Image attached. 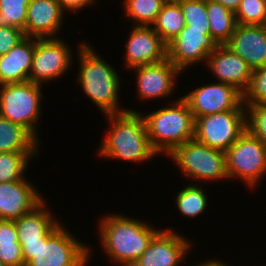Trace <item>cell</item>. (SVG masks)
I'll return each mask as SVG.
<instances>
[{
  "instance_id": "cell-10",
  "label": "cell",
  "mask_w": 266,
  "mask_h": 266,
  "mask_svg": "<svg viewBox=\"0 0 266 266\" xmlns=\"http://www.w3.org/2000/svg\"><path fill=\"white\" fill-rule=\"evenodd\" d=\"M218 47L219 44L211 35L210 29L185 26L167 45V59L183 71L192 63L207 59Z\"/></svg>"
},
{
  "instance_id": "cell-31",
  "label": "cell",
  "mask_w": 266,
  "mask_h": 266,
  "mask_svg": "<svg viewBox=\"0 0 266 266\" xmlns=\"http://www.w3.org/2000/svg\"><path fill=\"white\" fill-rule=\"evenodd\" d=\"M181 7L185 26L197 29H210L206 0H176Z\"/></svg>"
},
{
  "instance_id": "cell-5",
  "label": "cell",
  "mask_w": 266,
  "mask_h": 266,
  "mask_svg": "<svg viewBox=\"0 0 266 266\" xmlns=\"http://www.w3.org/2000/svg\"><path fill=\"white\" fill-rule=\"evenodd\" d=\"M25 266H84L88 249L57 225L41 243L21 244Z\"/></svg>"
},
{
  "instance_id": "cell-12",
  "label": "cell",
  "mask_w": 266,
  "mask_h": 266,
  "mask_svg": "<svg viewBox=\"0 0 266 266\" xmlns=\"http://www.w3.org/2000/svg\"><path fill=\"white\" fill-rule=\"evenodd\" d=\"M36 40L29 81L41 85L42 81H50L63 74L72 57L69 48L57 38Z\"/></svg>"
},
{
  "instance_id": "cell-33",
  "label": "cell",
  "mask_w": 266,
  "mask_h": 266,
  "mask_svg": "<svg viewBox=\"0 0 266 266\" xmlns=\"http://www.w3.org/2000/svg\"><path fill=\"white\" fill-rule=\"evenodd\" d=\"M247 108L250 120L246 119V130L266 147V104H251Z\"/></svg>"
},
{
  "instance_id": "cell-2",
  "label": "cell",
  "mask_w": 266,
  "mask_h": 266,
  "mask_svg": "<svg viewBox=\"0 0 266 266\" xmlns=\"http://www.w3.org/2000/svg\"><path fill=\"white\" fill-rule=\"evenodd\" d=\"M107 116L112 125L102 143L100 155L128 161H144L156 155L149 142L141 114L127 110Z\"/></svg>"
},
{
  "instance_id": "cell-30",
  "label": "cell",
  "mask_w": 266,
  "mask_h": 266,
  "mask_svg": "<svg viewBox=\"0 0 266 266\" xmlns=\"http://www.w3.org/2000/svg\"><path fill=\"white\" fill-rule=\"evenodd\" d=\"M242 104H266V66L252 70L251 78L242 92Z\"/></svg>"
},
{
  "instance_id": "cell-29",
  "label": "cell",
  "mask_w": 266,
  "mask_h": 266,
  "mask_svg": "<svg viewBox=\"0 0 266 266\" xmlns=\"http://www.w3.org/2000/svg\"><path fill=\"white\" fill-rule=\"evenodd\" d=\"M30 0H0V27H15L24 31Z\"/></svg>"
},
{
  "instance_id": "cell-13",
  "label": "cell",
  "mask_w": 266,
  "mask_h": 266,
  "mask_svg": "<svg viewBox=\"0 0 266 266\" xmlns=\"http://www.w3.org/2000/svg\"><path fill=\"white\" fill-rule=\"evenodd\" d=\"M126 47V64L132 69L167 59V44L151 26L133 28Z\"/></svg>"
},
{
  "instance_id": "cell-36",
  "label": "cell",
  "mask_w": 266,
  "mask_h": 266,
  "mask_svg": "<svg viewBox=\"0 0 266 266\" xmlns=\"http://www.w3.org/2000/svg\"><path fill=\"white\" fill-rule=\"evenodd\" d=\"M212 1L222 4L224 7L230 9L233 12H236L241 2V0H212Z\"/></svg>"
},
{
  "instance_id": "cell-27",
  "label": "cell",
  "mask_w": 266,
  "mask_h": 266,
  "mask_svg": "<svg viewBox=\"0 0 266 266\" xmlns=\"http://www.w3.org/2000/svg\"><path fill=\"white\" fill-rule=\"evenodd\" d=\"M125 13L139 22V26L154 24L167 0H126Z\"/></svg>"
},
{
  "instance_id": "cell-4",
  "label": "cell",
  "mask_w": 266,
  "mask_h": 266,
  "mask_svg": "<svg viewBox=\"0 0 266 266\" xmlns=\"http://www.w3.org/2000/svg\"><path fill=\"white\" fill-rule=\"evenodd\" d=\"M80 49L79 80L85 93L106 115L125 112L117 108L120 82L116 71L86 44Z\"/></svg>"
},
{
  "instance_id": "cell-35",
  "label": "cell",
  "mask_w": 266,
  "mask_h": 266,
  "mask_svg": "<svg viewBox=\"0 0 266 266\" xmlns=\"http://www.w3.org/2000/svg\"><path fill=\"white\" fill-rule=\"evenodd\" d=\"M57 1L62 10L66 8L70 9L71 11H74L75 9L77 10L81 7H84L94 2V0H57Z\"/></svg>"
},
{
  "instance_id": "cell-24",
  "label": "cell",
  "mask_w": 266,
  "mask_h": 266,
  "mask_svg": "<svg viewBox=\"0 0 266 266\" xmlns=\"http://www.w3.org/2000/svg\"><path fill=\"white\" fill-rule=\"evenodd\" d=\"M153 28L168 45L185 27V19L180 4L176 0H167L163 5Z\"/></svg>"
},
{
  "instance_id": "cell-25",
  "label": "cell",
  "mask_w": 266,
  "mask_h": 266,
  "mask_svg": "<svg viewBox=\"0 0 266 266\" xmlns=\"http://www.w3.org/2000/svg\"><path fill=\"white\" fill-rule=\"evenodd\" d=\"M0 261L6 266H25L14 220L0 219Z\"/></svg>"
},
{
  "instance_id": "cell-19",
  "label": "cell",
  "mask_w": 266,
  "mask_h": 266,
  "mask_svg": "<svg viewBox=\"0 0 266 266\" xmlns=\"http://www.w3.org/2000/svg\"><path fill=\"white\" fill-rule=\"evenodd\" d=\"M63 10L57 0H30L24 34L33 39L52 36L61 26Z\"/></svg>"
},
{
  "instance_id": "cell-17",
  "label": "cell",
  "mask_w": 266,
  "mask_h": 266,
  "mask_svg": "<svg viewBox=\"0 0 266 266\" xmlns=\"http://www.w3.org/2000/svg\"><path fill=\"white\" fill-rule=\"evenodd\" d=\"M207 60L219 82L232 85L241 93L244 91L251 78L252 69L240 55L226 45H219L209 54Z\"/></svg>"
},
{
  "instance_id": "cell-39",
  "label": "cell",
  "mask_w": 266,
  "mask_h": 266,
  "mask_svg": "<svg viewBox=\"0 0 266 266\" xmlns=\"http://www.w3.org/2000/svg\"><path fill=\"white\" fill-rule=\"evenodd\" d=\"M264 27H266V17H265V21H264V24H263Z\"/></svg>"
},
{
  "instance_id": "cell-23",
  "label": "cell",
  "mask_w": 266,
  "mask_h": 266,
  "mask_svg": "<svg viewBox=\"0 0 266 266\" xmlns=\"http://www.w3.org/2000/svg\"><path fill=\"white\" fill-rule=\"evenodd\" d=\"M211 35L219 45H225L237 26L235 12L218 2L206 0Z\"/></svg>"
},
{
  "instance_id": "cell-20",
  "label": "cell",
  "mask_w": 266,
  "mask_h": 266,
  "mask_svg": "<svg viewBox=\"0 0 266 266\" xmlns=\"http://www.w3.org/2000/svg\"><path fill=\"white\" fill-rule=\"evenodd\" d=\"M35 41L25 37L9 52L0 56V85L29 81Z\"/></svg>"
},
{
  "instance_id": "cell-28",
  "label": "cell",
  "mask_w": 266,
  "mask_h": 266,
  "mask_svg": "<svg viewBox=\"0 0 266 266\" xmlns=\"http://www.w3.org/2000/svg\"><path fill=\"white\" fill-rule=\"evenodd\" d=\"M176 202L182 214L195 217L205 210L207 197L200 187L190 185L178 193Z\"/></svg>"
},
{
  "instance_id": "cell-32",
  "label": "cell",
  "mask_w": 266,
  "mask_h": 266,
  "mask_svg": "<svg viewBox=\"0 0 266 266\" xmlns=\"http://www.w3.org/2000/svg\"><path fill=\"white\" fill-rule=\"evenodd\" d=\"M235 17L237 24L263 25L266 17V0H241Z\"/></svg>"
},
{
  "instance_id": "cell-21",
  "label": "cell",
  "mask_w": 266,
  "mask_h": 266,
  "mask_svg": "<svg viewBox=\"0 0 266 266\" xmlns=\"http://www.w3.org/2000/svg\"><path fill=\"white\" fill-rule=\"evenodd\" d=\"M42 201L37 207L18 219H15L20 244L41 243L57 225Z\"/></svg>"
},
{
  "instance_id": "cell-16",
  "label": "cell",
  "mask_w": 266,
  "mask_h": 266,
  "mask_svg": "<svg viewBox=\"0 0 266 266\" xmlns=\"http://www.w3.org/2000/svg\"><path fill=\"white\" fill-rule=\"evenodd\" d=\"M42 201L35 188L25 179L0 183V219H18Z\"/></svg>"
},
{
  "instance_id": "cell-7",
  "label": "cell",
  "mask_w": 266,
  "mask_h": 266,
  "mask_svg": "<svg viewBox=\"0 0 266 266\" xmlns=\"http://www.w3.org/2000/svg\"><path fill=\"white\" fill-rule=\"evenodd\" d=\"M182 172L198 180L227 178L226 154L192 139L170 154Z\"/></svg>"
},
{
  "instance_id": "cell-37",
  "label": "cell",
  "mask_w": 266,
  "mask_h": 266,
  "mask_svg": "<svg viewBox=\"0 0 266 266\" xmlns=\"http://www.w3.org/2000/svg\"><path fill=\"white\" fill-rule=\"evenodd\" d=\"M207 266H227L224 263L222 264L220 261H207Z\"/></svg>"
},
{
  "instance_id": "cell-15",
  "label": "cell",
  "mask_w": 266,
  "mask_h": 266,
  "mask_svg": "<svg viewBox=\"0 0 266 266\" xmlns=\"http://www.w3.org/2000/svg\"><path fill=\"white\" fill-rule=\"evenodd\" d=\"M225 45L240 55L252 70L266 66V27L263 25L237 24Z\"/></svg>"
},
{
  "instance_id": "cell-26",
  "label": "cell",
  "mask_w": 266,
  "mask_h": 266,
  "mask_svg": "<svg viewBox=\"0 0 266 266\" xmlns=\"http://www.w3.org/2000/svg\"><path fill=\"white\" fill-rule=\"evenodd\" d=\"M36 152H0V183L23 180L28 158Z\"/></svg>"
},
{
  "instance_id": "cell-1",
  "label": "cell",
  "mask_w": 266,
  "mask_h": 266,
  "mask_svg": "<svg viewBox=\"0 0 266 266\" xmlns=\"http://www.w3.org/2000/svg\"><path fill=\"white\" fill-rule=\"evenodd\" d=\"M99 227L106 253L122 266H131L140 258L159 232L146 223L121 215L105 217Z\"/></svg>"
},
{
  "instance_id": "cell-3",
  "label": "cell",
  "mask_w": 266,
  "mask_h": 266,
  "mask_svg": "<svg viewBox=\"0 0 266 266\" xmlns=\"http://www.w3.org/2000/svg\"><path fill=\"white\" fill-rule=\"evenodd\" d=\"M143 119L149 142L156 153L170 154L176 147L194 139L195 119L183 98L175 106L157 110Z\"/></svg>"
},
{
  "instance_id": "cell-34",
  "label": "cell",
  "mask_w": 266,
  "mask_h": 266,
  "mask_svg": "<svg viewBox=\"0 0 266 266\" xmlns=\"http://www.w3.org/2000/svg\"><path fill=\"white\" fill-rule=\"evenodd\" d=\"M24 31L15 27H0V56L9 52L25 38Z\"/></svg>"
},
{
  "instance_id": "cell-14",
  "label": "cell",
  "mask_w": 266,
  "mask_h": 266,
  "mask_svg": "<svg viewBox=\"0 0 266 266\" xmlns=\"http://www.w3.org/2000/svg\"><path fill=\"white\" fill-rule=\"evenodd\" d=\"M189 245L186 239L176 233L159 231L131 266H177L183 255L188 253Z\"/></svg>"
},
{
  "instance_id": "cell-18",
  "label": "cell",
  "mask_w": 266,
  "mask_h": 266,
  "mask_svg": "<svg viewBox=\"0 0 266 266\" xmlns=\"http://www.w3.org/2000/svg\"><path fill=\"white\" fill-rule=\"evenodd\" d=\"M137 69V86L141 98H160L171 94L175 86L174 77L181 72L168 59L145 66H139Z\"/></svg>"
},
{
  "instance_id": "cell-40",
  "label": "cell",
  "mask_w": 266,
  "mask_h": 266,
  "mask_svg": "<svg viewBox=\"0 0 266 266\" xmlns=\"http://www.w3.org/2000/svg\"><path fill=\"white\" fill-rule=\"evenodd\" d=\"M0 266H6V265H4V264L0 261Z\"/></svg>"
},
{
  "instance_id": "cell-11",
  "label": "cell",
  "mask_w": 266,
  "mask_h": 266,
  "mask_svg": "<svg viewBox=\"0 0 266 266\" xmlns=\"http://www.w3.org/2000/svg\"><path fill=\"white\" fill-rule=\"evenodd\" d=\"M194 119L209 114L227 111H246L242 104V93L234 86L224 83L206 85L183 97Z\"/></svg>"
},
{
  "instance_id": "cell-6",
  "label": "cell",
  "mask_w": 266,
  "mask_h": 266,
  "mask_svg": "<svg viewBox=\"0 0 266 266\" xmlns=\"http://www.w3.org/2000/svg\"><path fill=\"white\" fill-rule=\"evenodd\" d=\"M0 115L25 127L36 139L35 122L40 115L41 85L31 81L2 84Z\"/></svg>"
},
{
  "instance_id": "cell-22",
  "label": "cell",
  "mask_w": 266,
  "mask_h": 266,
  "mask_svg": "<svg viewBox=\"0 0 266 266\" xmlns=\"http://www.w3.org/2000/svg\"><path fill=\"white\" fill-rule=\"evenodd\" d=\"M37 143L25 127L0 115V152H36Z\"/></svg>"
},
{
  "instance_id": "cell-8",
  "label": "cell",
  "mask_w": 266,
  "mask_h": 266,
  "mask_svg": "<svg viewBox=\"0 0 266 266\" xmlns=\"http://www.w3.org/2000/svg\"><path fill=\"white\" fill-rule=\"evenodd\" d=\"M246 111H227L197 117L194 139L226 152L246 131Z\"/></svg>"
},
{
  "instance_id": "cell-9",
  "label": "cell",
  "mask_w": 266,
  "mask_h": 266,
  "mask_svg": "<svg viewBox=\"0 0 266 266\" xmlns=\"http://www.w3.org/2000/svg\"><path fill=\"white\" fill-rule=\"evenodd\" d=\"M225 154L228 178L237 175L252 187L266 171V147L247 130Z\"/></svg>"
},
{
  "instance_id": "cell-38",
  "label": "cell",
  "mask_w": 266,
  "mask_h": 266,
  "mask_svg": "<svg viewBox=\"0 0 266 266\" xmlns=\"http://www.w3.org/2000/svg\"><path fill=\"white\" fill-rule=\"evenodd\" d=\"M199 266H207V263L205 262V263H203V264H201Z\"/></svg>"
}]
</instances>
